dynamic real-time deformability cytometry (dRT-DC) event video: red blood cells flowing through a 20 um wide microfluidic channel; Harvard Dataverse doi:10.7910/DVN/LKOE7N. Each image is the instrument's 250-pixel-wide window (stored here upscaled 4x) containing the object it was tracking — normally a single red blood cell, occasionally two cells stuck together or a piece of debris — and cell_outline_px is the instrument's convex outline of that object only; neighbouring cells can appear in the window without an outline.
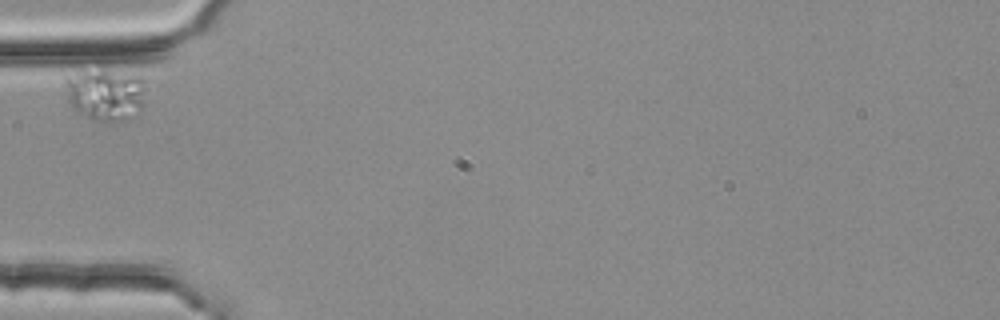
{"species": "common noctule bat (a hibernating species)", "species_latin": "Nyctalus noctula", "temperature_condition": "room temperature", "stored_images_in_passage": 3, "camera_frame_rate_fps": 3000, "um_per_image_px": 0.085, "animal": {"sex": "female", "body_mass_g": 25.1}, "frame": {"image": 1, "passage_image": 1, "time_ms": 0.0, "image_size_px": [1000, 320], "cell_outline_px": [[148, 80], [144, 104], [140, 108], [120, 120], [92, 120], [76, 108], [68, 100], [64, 84], [64, 76], [80, 72], [100, 68], [104, 68], [140, 76]], "centroid_in_image_um": [8.99, 7.93], "position_along_channel_um": 76.0, "area_um2": 24.45}}
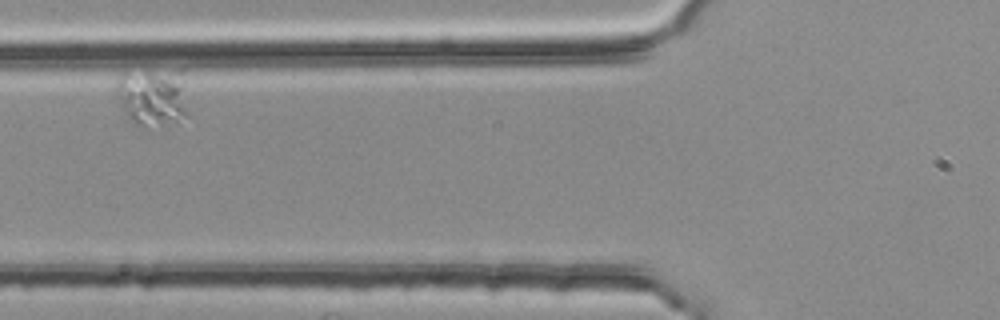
{"frame": {"image": 2, "passage_image": 2, "time_ms": 0.333, "image_size_px": [1000, 320], "cell_outline_px": [[188, 116], [176, 120], [144, 128], [140, 128], [132, 124], [120, 104], [116, 96], [116, 84], [120, 76], [124, 72], [180, 68], [184, 68]], "centroid_in_image_um": [13.0, 8.18], "position_along_channel_um": 112.8, "area_um2": 25.26}}
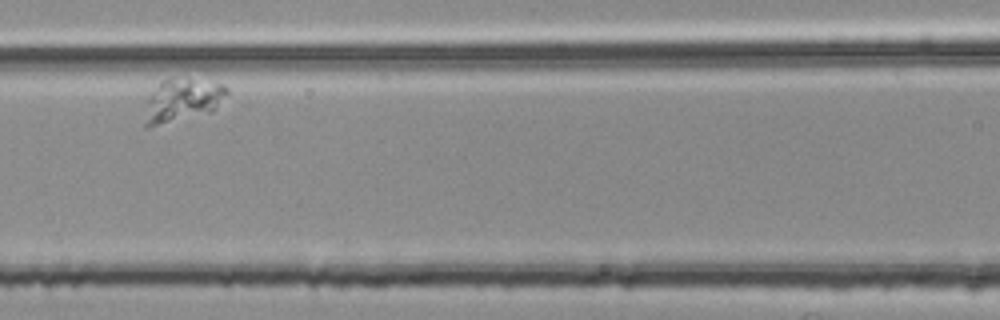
{"frame": {"image": 3, "passage_image": 3, "time_ms": 0.667, "image_size_px": [1000, 320], "cell_outline_px": [[228, 92], [212, 112], [148, 128], [144, 128], [144, 124], [148, 96], [168, 76], [224, 84], [228, 88]], "centroid_in_image_um": [15.48, 8.53], "position_along_channel_um": 151.1, "area_um2": 20.52}}